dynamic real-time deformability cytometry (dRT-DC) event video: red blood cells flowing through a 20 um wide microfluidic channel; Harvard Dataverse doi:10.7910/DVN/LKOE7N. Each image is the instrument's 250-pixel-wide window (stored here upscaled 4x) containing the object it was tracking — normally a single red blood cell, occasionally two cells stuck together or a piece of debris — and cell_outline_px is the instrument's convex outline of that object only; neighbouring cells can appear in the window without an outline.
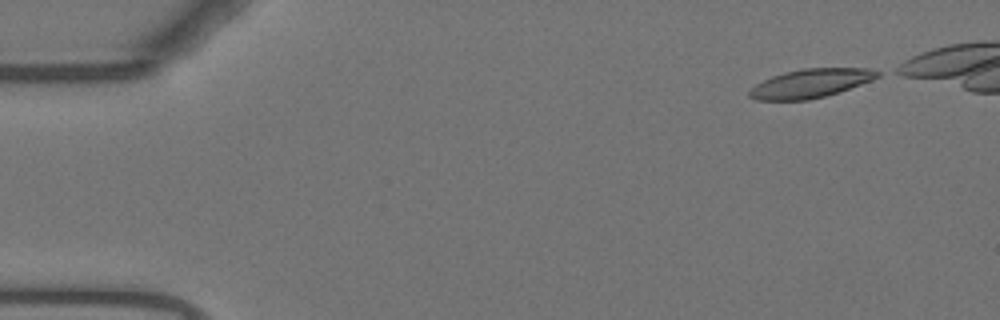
{"species": "Egyptian fruit bat (a non-hibernating species)", "species_latin": "Rousettus aegyptiacus", "temperature_condition": "warm", "stored_images_in_passage": 9, "camera_frame_rate_fps": 3000, "um_per_image_px": 0.085, "animal": {"sex": "female"}, "frame": {"image": 1, "passage_image": 1, "time_ms": 0.0, "image_size_px": [1000, 320], "cell_outline_px": [[880, 76], [872, 80], [840, 92], [808, 100], [756, 100], [748, 96], [748, 92], [756, 84], [772, 76], [784, 72], [800, 68], [868, 68], [880, 72]], "centroid_in_image_um": [68.9, 7.08], "position_along_channel_um": 16.1, "area_um2": 21.5}}